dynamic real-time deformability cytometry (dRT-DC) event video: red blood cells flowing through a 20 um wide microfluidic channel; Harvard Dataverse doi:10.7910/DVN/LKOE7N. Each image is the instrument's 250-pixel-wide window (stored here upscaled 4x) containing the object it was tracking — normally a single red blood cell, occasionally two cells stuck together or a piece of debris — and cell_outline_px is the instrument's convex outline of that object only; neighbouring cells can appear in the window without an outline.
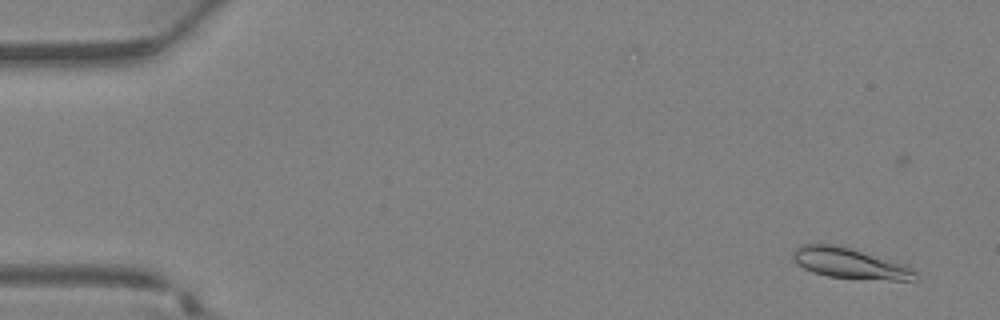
{"species": "Egyptian fruit bat (a non-hibernating species)", "species_latin": "Rousettus aegyptiacus", "temperature_condition": "warm", "stored_images_in_passage": 39, "camera_frame_rate_fps": 3000, "um_per_image_px": 0.085, "animal": {"sex": "female"}, "frame": {"image": 1, "passage_image": 4, "time_ms": 1.0, "image_size_px": [1000, 320], "cell_outline_px": [[916, 280], [892, 280], [828, 276], [812, 272], [796, 264], [792, 260], [792, 252], [800, 244], [840, 244], [904, 264], [912, 268], [916, 272]], "centroid_in_image_um": [72.19, 22.35], "position_along_channel_um": 12.8, "area_um2": 21.85}}
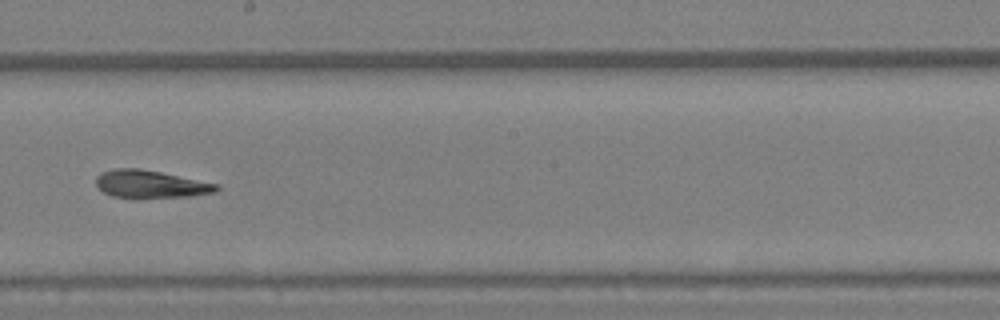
{"frame": {"image": 2, "passage_image": 23, "time_ms": 7.333, "image_size_px": [1000, 320], "cell_outline_px": [[220, 188], [216, 192], [188, 196], [112, 196], [104, 192], [96, 184], [96, 176], [100, 172], [116, 168], [140, 168], [220, 184]], "centroid_in_image_um": [12.81, 15.61], "position_along_channel_um": 235.4, "area_um2": 18.9}}
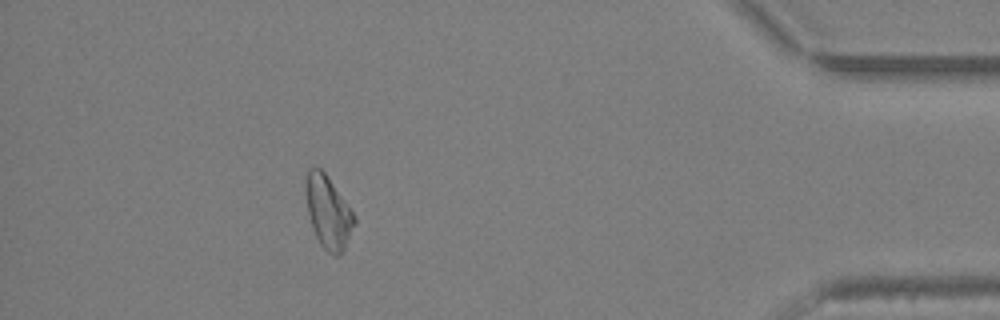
{"frame": {"image": 3, "passage_image": 35, "time_ms": 11.333, "image_size_px": [1000, 320], "cell_outline_px": [[356, 224], [340, 256], [336, 256], [328, 252], [320, 244], [312, 228], [308, 212], [308, 168], [320, 168], [324, 172], [356, 216]], "centroid_in_image_um": [27.95, 18.1], "position_along_channel_um": 407.2, "area_um2": 19.83}}